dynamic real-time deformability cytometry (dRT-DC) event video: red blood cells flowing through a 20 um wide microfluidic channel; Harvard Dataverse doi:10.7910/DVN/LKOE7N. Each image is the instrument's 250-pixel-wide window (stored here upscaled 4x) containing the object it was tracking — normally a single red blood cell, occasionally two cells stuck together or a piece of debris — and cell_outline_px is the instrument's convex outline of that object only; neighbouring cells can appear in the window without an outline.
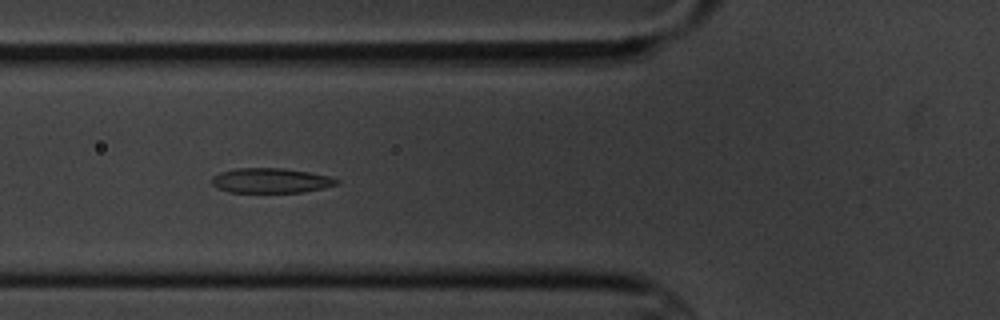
{"species": "common noctule bat (a hibernating species)", "species_latin": "Nyctalus noctula", "temperature_condition": "cold", "stored_images_in_passage": 8, "camera_frame_rate_fps": 3000, "um_per_image_px": 0.085, "animal": {"sex": "male", "body_mass_g": 20.1, "forearm_length_mm": 53.5}, "frame": {"image": 1, "passage_image": 6, "time_ms": 5.667, "image_size_px": [1000, 320], "cell_outline_px": [[340, 180], [336, 184], [324, 188], [300, 192], [228, 192], [216, 188], [212, 184], [212, 176], [220, 172], [236, 168], [284, 168], [308, 172], [328, 176]], "centroid_in_image_um": [22.97, 15.34], "position_along_channel_um": 102.8, "area_um2": 18.03}}
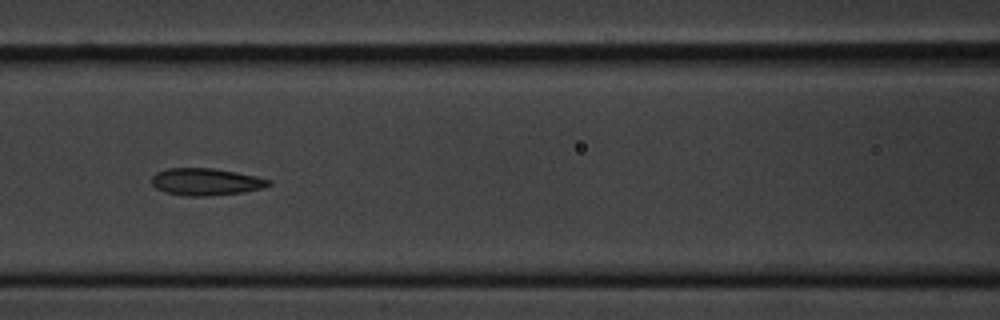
{"frame": {"image": 2, "passage_image": 7, "time_ms": 7.0, "image_size_px": [1000, 320], "cell_outline_px": [[272, 184], [264, 188], [240, 192], [204, 196], [184, 196], [164, 192], [156, 188], [152, 184], [152, 176], [156, 172], [168, 168], [216, 168], [256, 176], [272, 180]], "centroid_in_image_um": [17.5, 15.44], "position_along_channel_um": 149.1, "area_um2": 18.55}}
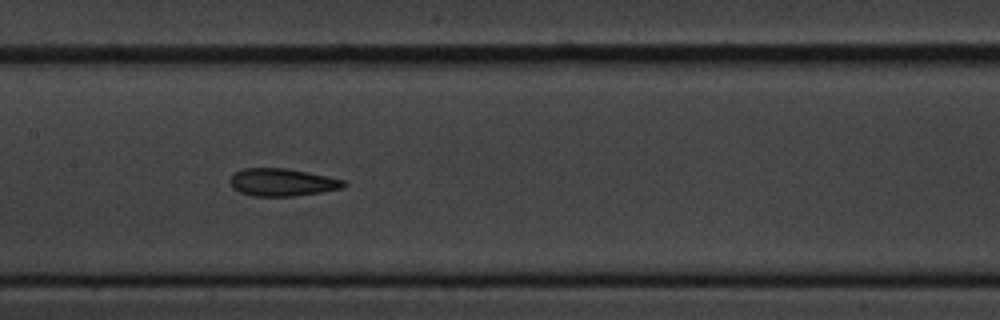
{"frame": {"image": 3, "passage_image": 8, "time_ms": 8.0, "image_size_px": [1000, 320], "cell_outline_px": [[348, 184], [340, 188], [320, 192], [292, 196], [252, 196], [240, 192], [232, 188], [228, 180], [236, 172], [244, 168], [288, 168], [344, 180]], "centroid_in_image_um": [23.94, 15.49], "position_along_channel_um": 183.5, "area_um2": 18.15}}